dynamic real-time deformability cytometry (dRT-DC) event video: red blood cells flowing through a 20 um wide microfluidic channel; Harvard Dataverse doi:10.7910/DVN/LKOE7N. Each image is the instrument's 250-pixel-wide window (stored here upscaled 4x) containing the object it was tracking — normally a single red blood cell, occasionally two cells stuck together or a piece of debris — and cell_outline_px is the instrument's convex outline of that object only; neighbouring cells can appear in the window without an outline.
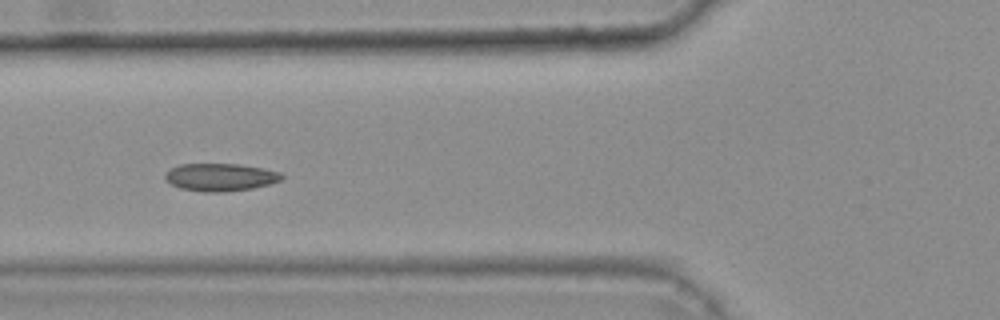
{"species": "common noctule bat (a hibernating species)", "species_latin": "Nyctalus noctula", "temperature_condition": "warm", "stored_images_in_passage": 45, "camera_frame_rate_fps": 3000, "um_per_image_px": 0.085, "animal": {"sex": "female", "body_mass_g": 25.1}, "frame": {"image": 1, "passage_image": 20, "time_ms": 6.333, "image_size_px": [1000, 320], "cell_outline_px": [[284, 176], [280, 180], [268, 184], [252, 188], [224, 192], [204, 192], [180, 188], [164, 180], [164, 176], [172, 168], [180, 164], [240, 164], [264, 168], [280, 172]], "centroid_in_image_um": [18.73, 15.06], "position_along_channel_um": 107.1, "area_um2": 18.73}, "authors_computed_cell_mechanics": {"area_um2": 18.4382, "velocity_mm_per_s": 3.7476, "shape_relaxation_time_tau1_ms": 6.4969, "shape_relaxation_time_tau2_ms": 1.5506, "deformation_change_tau1": 0.1258, "deformation_change_tau2": 0.0506}}